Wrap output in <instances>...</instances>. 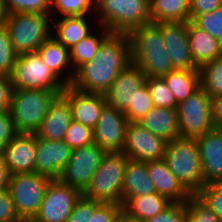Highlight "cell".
<instances>
[{
	"label": "cell",
	"instance_id": "obj_1",
	"mask_svg": "<svg viewBox=\"0 0 222 222\" xmlns=\"http://www.w3.org/2000/svg\"><path fill=\"white\" fill-rule=\"evenodd\" d=\"M130 63L128 34L111 33L101 43L93 60L75 72L71 86L83 92L105 94L118 74Z\"/></svg>",
	"mask_w": 222,
	"mask_h": 222
},
{
	"label": "cell",
	"instance_id": "obj_2",
	"mask_svg": "<svg viewBox=\"0 0 222 222\" xmlns=\"http://www.w3.org/2000/svg\"><path fill=\"white\" fill-rule=\"evenodd\" d=\"M131 61L146 77H163L174 70L165 50L160 27L152 22L135 28L129 34Z\"/></svg>",
	"mask_w": 222,
	"mask_h": 222
},
{
	"label": "cell",
	"instance_id": "obj_3",
	"mask_svg": "<svg viewBox=\"0 0 222 222\" xmlns=\"http://www.w3.org/2000/svg\"><path fill=\"white\" fill-rule=\"evenodd\" d=\"M150 0H95L93 22L112 33L129 34L135 28L152 23Z\"/></svg>",
	"mask_w": 222,
	"mask_h": 222
},
{
	"label": "cell",
	"instance_id": "obj_4",
	"mask_svg": "<svg viewBox=\"0 0 222 222\" xmlns=\"http://www.w3.org/2000/svg\"><path fill=\"white\" fill-rule=\"evenodd\" d=\"M64 90L13 89L10 114L17 133H35Z\"/></svg>",
	"mask_w": 222,
	"mask_h": 222
},
{
	"label": "cell",
	"instance_id": "obj_5",
	"mask_svg": "<svg viewBox=\"0 0 222 222\" xmlns=\"http://www.w3.org/2000/svg\"><path fill=\"white\" fill-rule=\"evenodd\" d=\"M164 160L190 195L197 194L205 185L199 147L195 139L179 137L168 141Z\"/></svg>",
	"mask_w": 222,
	"mask_h": 222
},
{
	"label": "cell",
	"instance_id": "obj_6",
	"mask_svg": "<svg viewBox=\"0 0 222 222\" xmlns=\"http://www.w3.org/2000/svg\"><path fill=\"white\" fill-rule=\"evenodd\" d=\"M5 27L17 53H33L52 35V18L39 13L7 14Z\"/></svg>",
	"mask_w": 222,
	"mask_h": 222
},
{
	"label": "cell",
	"instance_id": "obj_7",
	"mask_svg": "<svg viewBox=\"0 0 222 222\" xmlns=\"http://www.w3.org/2000/svg\"><path fill=\"white\" fill-rule=\"evenodd\" d=\"M128 160L123 152L107 153L83 196L98 202L122 205L123 177Z\"/></svg>",
	"mask_w": 222,
	"mask_h": 222
},
{
	"label": "cell",
	"instance_id": "obj_8",
	"mask_svg": "<svg viewBox=\"0 0 222 222\" xmlns=\"http://www.w3.org/2000/svg\"><path fill=\"white\" fill-rule=\"evenodd\" d=\"M9 78L13 89L64 90L66 88L37 52L18 55Z\"/></svg>",
	"mask_w": 222,
	"mask_h": 222
},
{
	"label": "cell",
	"instance_id": "obj_9",
	"mask_svg": "<svg viewBox=\"0 0 222 222\" xmlns=\"http://www.w3.org/2000/svg\"><path fill=\"white\" fill-rule=\"evenodd\" d=\"M51 180L50 177L36 172L11 176L8 190L22 222H31L34 219Z\"/></svg>",
	"mask_w": 222,
	"mask_h": 222
},
{
	"label": "cell",
	"instance_id": "obj_10",
	"mask_svg": "<svg viewBox=\"0 0 222 222\" xmlns=\"http://www.w3.org/2000/svg\"><path fill=\"white\" fill-rule=\"evenodd\" d=\"M177 116L180 138L196 139L214 129L211 98L201 87L177 105Z\"/></svg>",
	"mask_w": 222,
	"mask_h": 222
},
{
	"label": "cell",
	"instance_id": "obj_11",
	"mask_svg": "<svg viewBox=\"0 0 222 222\" xmlns=\"http://www.w3.org/2000/svg\"><path fill=\"white\" fill-rule=\"evenodd\" d=\"M106 154L107 152L95 142L73 149L70 160L64 167L58 180L83 194Z\"/></svg>",
	"mask_w": 222,
	"mask_h": 222
},
{
	"label": "cell",
	"instance_id": "obj_12",
	"mask_svg": "<svg viewBox=\"0 0 222 222\" xmlns=\"http://www.w3.org/2000/svg\"><path fill=\"white\" fill-rule=\"evenodd\" d=\"M83 194L53 179L48 184L39 211L31 222H67L73 207Z\"/></svg>",
	"mask_w": 222,
	"mask_h": 222
},
{
	"label": "cell",
	"instance_id": "obj_13",
	"mask_svg": "<svg viewBox=\"0 0 222 222\" xmlns=\"http://www.w3.org/2000/svg\"><path fill=\"white\" fill-rule=\"evenodd\" d=\"M167 142L152 134L138 122H129L126 128L123 153L131 160L153 161L164 159Z\"/></svg>",
	"mask_w": 222,
	"mask_h": 222
},
{
	"label": "cell",
	"instance_id": "obj_14",
	"mask_svg": "<svg viewBox=\"0 0 222 222\" xmlns=\"http://www.w3.org/2000/svg\"><path fill=\"white\" fill-rule=\"evenodd\" d=\"M128 123L123 111L106 105L93 129V141L107 153H122Z\"/></svg>",
	"mask_w": 222,
	"mask_h": 222
},
{
	"label": "cell",
	"instance_id": "obj_15",
	"mask_svg": "<svg viewBox=\"0 0 222 222\" xmlns=\"http://www.w3.org/2000/svg\"><path fill=\"white\" fill-rule=\"evenodd\" d=\"M160 27L165 50L174 69L199 70L195 65L188 39V22H156Z\"/></svg>",
	"mask_w": 222,
	"mask_h": 222
},
{
	"label": "cell",
	"instance_id": "obj_16",
	"mask_svg": "<svg viewBox=\"0 0 222 222\" xmlns=\"http://www.w3.org/2000/svg\"><path fill=\"white\" fill-rule=\"evenodd\" d=\"M145 81L144 72L136 64L130 63L118 74L105 93L107 105L125 112L130 106H134L136 90L141 88Z\"/></svg>",
	"mask_w": 222,
	"mask_h": 222
},
{
	"label": "cell",
	"instance_id": "obj_17",
	"mask_svg": "<svg viewBox=\"0 0 222 222\" xmlns=\"http://www.w3.org/2000/svg\"><path fill=\"white\" fill-rule=\"evenodd\" d=\"M72 148L64 140L50 141L36 136L35 172L58 179L68 164Z\"/></svg>",
	"mask_w": 222,
	"mask_h": 222
},
{
	"label": "cell",
	"instance_id": "obj_18",
	"mask_svg": "<svg viewBox=\"0 0 222 222\" xmlns=\"http://www.w3.org/2000/svg\"><path fill=\"white\" fill-rule=\"evenodd\" d=\"M1 156L12 175L35 172V133H17L1 151Z\"/></svg>",
	"mask_w": 222,
	"mask_h": 222
},
{
	"label": "cell",
	"instance_id": "obj_19",
	"mask_svg": "<svg viewBox=\"0 0 222 222\" xmlns=\"http://www.w3.org/2000/svg\"><path fill=\"white\" fill-rule=\"evenodd\" d=\"M62 95L70 103L72 119L94 129L107 105L105 94L83 92L67 85Z\"/></svg>",
	"mask_w": 222,
	"mask_h": 222
},
{
	"label": "cell",
	"instance_id": "obj_20",
	"mask_svg": "<svg viewBox=\"0 0 222 222\" xmlns=\"http://www.w3.org/2000/svg\"><path fill=\"white\" fill-rule=\"evenodd\" d=\"M195 140L199 147L204 183L222 181V130L214 128Z\"/></svg>",
	"mask_w": 222,
	"mask_h": 222
},
{
	"label": "cell",
	"instance_id": "obj_21",
	"mask_svg": "<svg viewBox=\"0 0 222 222\" xmlns=\"http://www.w3.org/2000/svg\"><path fill=\"white\" fill-rule=\"evenodd\" d=\"M72 120L70 103L60 94L51 104L35 135L50 141L63 140Z\"/></svg>",
	"mask_w": 222,
	"mask_h": 222
},
{
	"label": "cell",
	"instance_id": "obj_22",
	"mask_svg": "<svg viewBox=\"0 0 222 222\" xmlns=\"http://www.w3.org/2000/svg\"><path fill=\"white\" fill-rule=\"evenodd\" d=\"M36 52L66 86L72 84L75 72L71 66L68 48L51 35Z\"/></svg>",
	"mask_w": 222,
	"mask_h": 222
},
{
	"label": "cell",
	"instance_id": "obj_23",
	"mask_svg": "<svg viewBox=\"0 0 222 222\" xmlns=\"http://www.w3.org/2000/svg\"><path fill=\"white\" fill-rule=\"evenodd\" d=\"M147 169L158 194L172 203L187 201L190 194L178 182L164 159L147 161Z\"/></svg>",
	"mask_w": 222,
	"mask_h": 222
},
{
	"label": "cell",
	"instance_id": "obj_24",
	"mask_svg": "<svg viewBox=\"0 0 222 222\" xmlns=\"http://www.w3.org/2000/svg\"><path fill=\"white\" fill-rule=\"evenodd\" d=\"M154 192H156L155 184L149 176L147 162L129 159L124 170L122 205L129 198Z\"/></svg>",
	"mask_w": 222,
	"mask_h": 222
},
{
	"label": "cell",
	"instance_id": "obj_25",
	"mask_svg": "<svg viewBox=\"0 0 222 222\" xmlns=\"http://www.w3.org/2000/svg\"><path fill=\"white\" fill-rule=\"evenodd\" d=\"M56 15L57 14L55 13V15L52 17V35L68 49L72 48L74 45L84 39L92 32L91 30H94V25H90V16L57 18L58 16ZM88 20H90V22Z\"/></svg>",
	"mask_w": 222,
	"mask_h": 222
},
{
	"label": "cell",
	"instance_id": "obj_26",
	"mask_svg": "<svg viewBox=\"0 0 222 222\" xmlns=\"http://www.w3.org/2000/svg\"><path fill=\"white\" fill-rule=\"evenodd\" d=\"M137 122L166 141L180 137L177 109L154 106Z\"/></svg>",
	"mask_w": 222,
	"mask_h": 222
},
{
	"label": "cell",
	"instance_id": "obj_27",
	"mask_svg": "<svg viewBox=\"0 0 222 222\" xmlns=\"http://www.w3.org/2000/svg\"><path fill=\"white\" fill-rule=\"evenodd\" d=\"M188 39L192 59L198 68L222 56V43L191 21H188Z\"/></svg>",
	"mask_w": 222,
	"mask_h": 222
},
{
	"label": "cell",
	"instance_id": "obj_28",
	"mask_svg": "<svg viewBox=\"0 0 222 222\" xmlns=\"http://www.w3.org/2000/svg\"><path fill=\"white\" fill-rule=\"evenodd\" d=\"M172 202L157 192L129 198L122 205V212L130 218L146 221L162 212Z\"/></svg>",
	"mask_w": 222,
	"mask_h": 222
},
{
	"label": "cell",
	"instance_id": "obj_29",
	"mask_svg": "<svg viewBox=\"0 0 222 222\" xmlns=\"http://www.w3.org/2000/svg\"><path fill=\"white\" fill-rule=\"evenodd\" d=\"M99 28V35H96V31L92 30L84 39L69 49L71 66L76 72L82 65L93 60L97 54L98 48L101 43L112 33L101 25H97ZM93 31L95 33H93ZM101 31V32H100ZM101 33V34H100Z\"/></svg>",
	"mask_w": 222,
	"mask_h": 222
},
{
	"label": "cell",
	"instance_id": "obj_30",
	"mask_svg": "<svg viewBox=\"0 0 222 222\" xmlns=\"http://www.w3.org/2000/svg\"><path fill=\"white\" fill-rule=\"evenodd\" d=\"M152 22L190 21V0H150Z\"/></svg>",
	"mask_w": 222,
	"mask_h": 222
},
{
	"label": "cell",
	"instance_id": "obj_31",
	"mask_svg": "<svg viewBox=\"0 0 222 222\" xmlns=\"http://www.w3.org/2000/svg\"><path fill=\"white\" fill-rule=\"evenodd\" d=\"M162 78L174 94L177 104L185 101L200 87L199 70L174 69Z\"/></svg>",
	"mask_w": 222,
	"mask_h": 222
},
{
	"label": "cell",
	"instance_id": "obj_32",
	"mask_svg": "<svg viewBox=\"0 0 222 222\" xmlns=\"http://www.w3.org/2000/svg\"><path fill=\"white\" fill-rule=\"evenodd\" d=\"M200 87L210 98L222 95V56L199 68Z\"/></svg>",
	"mask_w": 222,
	"mask_h": 222
},
{
	"label": "cell",
	"instance_id": "obj_33",
	"mask_svg": "<svg viewBox=\"0 0 222 222\" xmlns=\"http://www.w3.org/2000/svg\"><path fill=\"white\" fill-rule=\"evenodd\" d=\"M52 12L60 13L58 14L60 17L89 16V14L92 17L95 12V0H51V17H53Z\"/></svg>",
	"mask_w": 222,
	"mask_h": 222
},
{
	"label": "cell",
	"instance_id": "obj_34",
	"mask_svg": "<svg viewBox=\"0 0 222 222\" xmlns=\"http://www.w3.org/2000/svg\"><path fill=\"white\" fill-rule=\"evenodd\" d=\"M154 106L177 109L174 94L162 77H146L145 81Z\"/></svg>",
	"mask_w": 222,
	"mask_h": 222
},
{
	"label": "cell",
	"instance_id": "obj_35",
	"mask_svg": "<svg viewBox=\"0 0 222 222\" xmlns=\"http://www.w3.org/2000/svg\"><path fill=\"white\" fill-rule=\"evenodd\" d=\"M186 211L188 222H222L197 194L188 197Z\"/></svg>",
	"mask_w": 222,
	"mask_h": 222
},
{
	"label": "cell",
	"instance_id": "obj_36",
	"mask_svg": "<svg viewBox=\"0 0 222 222\" xmlns=\"http://www.w3.org/2000/svg\"><path fill=\"white\" fill-rule=\"evenodd\" d=\"M122 205L103 203L89 199V220L87 222H118Z\"/></svg>",
	"mask_w": 222,
	"mask_h": 222
},
{
	"label": "cell",
	"instance_id": "obj_37",
	"mask_svg": "<svg viewBox=\"0 0 222 222\" xmlns=\"http://www.w3.org/2000/svg\"><path fill=\"white\" fill-rule=\"evenodd\" d=\"M7 14L39 13L50 15L51 0H3Z\"/></svg>",
	"mask_w": 222,
	"mask_h": 222
},
{
	"label": "cell",
	"instance_id": "obj_38",
	"mask_svg": "<svg viewBox=\"0 0 222 222\" xmlns=\"http://www.w3.org/2000/svg\"><path fill=\"white\" fill-rule=\"evenodd\" d=\"M191 22L222 43V6L210 13L195 16Z\"/></svg>",
	"mask_w": 222,
	"mask_h": 222
},
{
	"label": "cell",
	"instance_id": "obj_39",
	"mask_svg": "<svg viewBox=\"0 0 222 222\" xmlns=\"http://www.w3.org/2000/svg\"><path fill=\"white\" fill-rule=\"evenodd\" d=\"M153 107V100L145 83L141 88L136 90L134 106H130L124 113L129 122H137Z\"/></svg>",
	"mask_w": 222,
	"mask_h": 222
},
{
	"label": "cell",
	"instance_id": "obj_40",
	"mask_svg": "<svg viewBox=\"0 0 222 222\" xmlns=\"http://www.w3.org/2000/svg\"><path fill=\"white\" fill-rule=\"evenodd\" d=\"M72 149L92 144L93 129L72 120L63 139Z\"/></svg>",
	"mask_w": 222,
	"mask_h": 222
},
{
	"label": "cell",
	"instance_id": "obj_41",
	"mask_svg": "<svg viewBox=\"0 0 222 222\" xmlns=\"http://www.w3.org/2000/svg\"><path fill=\"white\" fill-rule=\"evenodd\" d=\"M17 56L5 25L0 26V74L10 75Z\"/></svg>",
	"mask_w": 222,
	"mask_h": 222
},
{
	"label": "cell",
	"instance_id": "obj_42",
	"mask_svg": "<svg viewBox=\"0 0 222 222\" xmlns=\"http://www.w3.org/2000/svg\"><path fill=\"white\" fill-rule=\"evenodd\" d=\"M197 195L222 220V181L205 184Z\"/></svg>",
	"mask_w": 222,
	"mask_h": 222
},
{
	"label": "cell",
	"instance_id": "obj_43",
	"mask_svg": "<svg viewBox=\"0 0 222 222\" xmlns=\"http://www.w3.org/2000/svg\"><path fill=\"white\" fill-rule=\"evenodd\" d=\"M145 222H188L186 202L171 203L162 212L157 213Z\"/></svg>",
	"mask_w": 222,
	"mask_h": 222
},
{
	"label": "cell",
	"instance_id": "obj_44",
	"mask_svg": "<svg viewBox=\"0 0 222 222\" xmlns=\"http://www.w3.org/2000/svg\"><path fill=\"white\" fill-rule=\"evenodd\" d=\"M0 222H22L15 211L8 189L0 191Z\"/></svg>",
	"mask_w": 222,
	"mask_h": 222
},
{
	"label": "cell",
	"instance_id": "obj_45",
	"mask_svg": "<svg viewBox=\"0 0 222 222\" xmlns=\"http://www.w3.org/2000/svg\"><path fill=\"white\" fill-rule=\"evenodd\" d=\"M17 134L9 110L0 111V151Z\"/></svg>",
	"mask_w": 222,
	"mask_h": 222
},
{
	"label": "cell",
	"instance_id": "obj_46",
	"mask_svg": "<svg viewBox=\"0 0 222 222\" xmlns=\"http://www.w3.org/2000/svg\"><path fill=\"white\" fill-rule=\"evenodd\" d=\"M222 6V0H190V21L197 15L210 13Z\"/></svg>",
	"mask_w": 222,
	"mask_h": 222
},
{
	"label": "cell",
	"instance_id": "obj_47",
	"mask_svg": "<svg viewBox=\"0 0 222 222\" xmlns=\"http://www.w3.org/2000/svg\"><path fill=\"white\" fill-rule=\"evenodd\" d=\"M89 220V199L83 195L76 202L67 222H87Z\"/></svg>",
	"mask_w": 222,
	"mask_h": 222
},
{
	"label": "cell",
	"instance_id": "obj_48",
	"mask_svg": "<svg viewBox=\"0 0 222 222\" xmlns=\"http://www.w3.org/2000/svg\"><path fill=\"white\" fill-rule=\"evenodd\" d=\"M12 90L9 75L0 74V111L10 110Z\"/></svg>",
	"mask_w": 222,
	"mask_h": 222
},
{
	"label": "cell",
	"instance_id": "obj_49",
	"mask_svg": "<svg viewBox=\"0 0 222 222\" xmlns=\"http://www.w3.org/2000/svg\"><path fill=\"white\" fill-rule=\"evenodd\" d=\"M211 112L214 128L222 129V95L211 98Z\"/></svg>",
	"mask_w": 222,
	"mask_h": 222
},
{
	"label": "cell",
	"instance_id": "obj_50",
	"mask_svg": "<svg viewBox=\"0 0 222 222\" xmlns=\"http://www.w3.org/2000/svg\"><path fill=\"white\" fill-rule=\"evenodd\" d=\"M11 172L4 162L2 156H0V191L7 190L9 187Z\"/></svg>",
	"mask_w": 222,
	"mask_h": 222
},
{
	"label": "cell",
	"instance_id": "obj_51",
	"mask_svg": "<svg viewBox=\"0 0 222 222\" xmlns=\"http://www.w3.org/2000/svg\"><path fill=\"white\" fill-rule=\"evenodd\" d=\"M6 16H7V13L4 8L3 0H0V26L5 25Z\"/></svg>",
	"mask_w": 222,
	"mask_h": 222
},
{
	"label": "cell",
	"instance_id": "obj_52",
	"mask_svg": "<svg viewBox=\"0 0 222 222\" xmlns=\"http://www.w3.org/2000/svg\"><path fill=\"white\" fill-rule=\"evenodd\" d=\"M120 222H145V221L130 218L129 216L125 215L122 212L121 215H120Z\"/></svg>",
	"mask_w": 222,
	"mask_h": 222
}]
</instances>
